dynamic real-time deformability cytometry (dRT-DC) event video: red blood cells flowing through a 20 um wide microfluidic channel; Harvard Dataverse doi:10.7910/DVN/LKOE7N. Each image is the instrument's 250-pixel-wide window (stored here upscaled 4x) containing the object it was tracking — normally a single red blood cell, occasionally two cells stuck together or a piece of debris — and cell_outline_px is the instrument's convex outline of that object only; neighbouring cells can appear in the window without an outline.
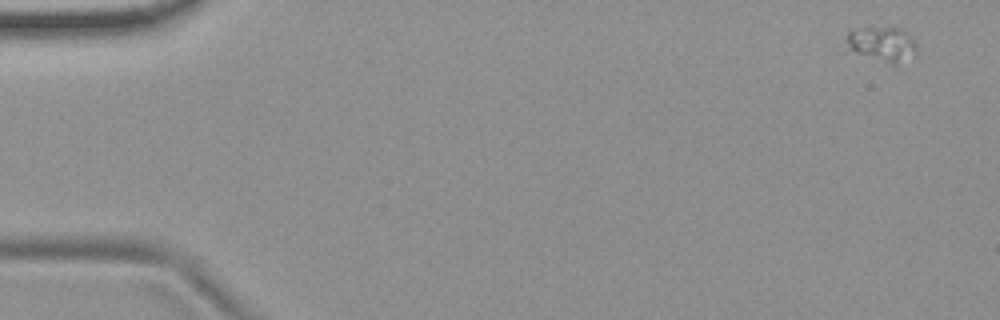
{"species": "common noctule bat (a hibernating species)", "species_latin": "Nyctalus noctula", "temperature_condition": "room temperature", "stored_images_in_passage": 6, "camera_frame_rate_fps": 3000, "um_per_image_px": 0.085, "animal": {"sex": "female", "body_mass_g": 19.9}, "frame": {"image": 1, "passage_image": 1, "time_ms": 0.0, "image_size_px": [1000, 320], "cell_outline_px": [[916, 56], [896, 64], [892, 64], [856, 52], [848, 48], [848, 32], [864, 28], [904, 28], [908, 32], [916, 44]], "centroid_in_image_um": [75.08, 3.74], "position_along_channel_um": 9.9, "area_um2": 13.87}}